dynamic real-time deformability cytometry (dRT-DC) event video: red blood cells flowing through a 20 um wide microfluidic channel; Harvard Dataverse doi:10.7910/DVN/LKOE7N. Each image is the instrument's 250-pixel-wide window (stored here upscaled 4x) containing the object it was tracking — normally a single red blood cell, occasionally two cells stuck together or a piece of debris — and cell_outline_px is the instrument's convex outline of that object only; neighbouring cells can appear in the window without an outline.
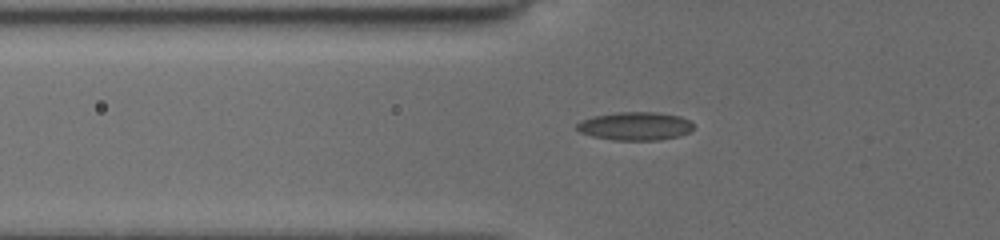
{"species": "common noctule bat (a hibernating species)", "species_latin": "Nyctalus noctula", "temperature_condition": "cold", "stored_images_in_passage": 81, "camera_frame_rate_fps": 3000, "um_per_image_px": 0.085, "animal": {"sex": "female", "body_mass_g": 19.5, "forearm_length_mm": 54.1}, "frame": {"image": 1, "passage_image": 29, "time_ms": 7.0, "image_size_px": [1000, 240], "cell_outline_px": [[692, 128], [688, 132], [680, 136], [660, 140], [612, 140], [592, 136], [580, 132], [576, 128], [576, 124], [580, 120], [592, 116], [616, 112], [656, 112], [680, 116], [688, 120], [692, 124]], "centroid_in_image_um": [53.95, 10.72], "position_along_channel_um": 71.9, "area_um2": 19.31}}
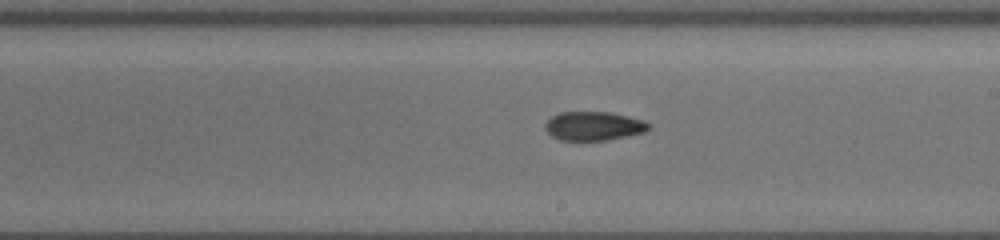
{"frame": {"image": 2, "passage_image": 49, "time_ms": 11.333, "image_size_px": [1000, 240], "cell_outline_px": [[652, 128], [644, 132], [608, 140], [560, 140], [552, 136], [544, 128], [544, 124], [552, 116], [560, 112], [612, 112], [644, 120], [652, 124]], "centroid_in_image_um": [50.49, 10.7], "position_along_channel_um": 238.5, "area_um2": 17.57}}
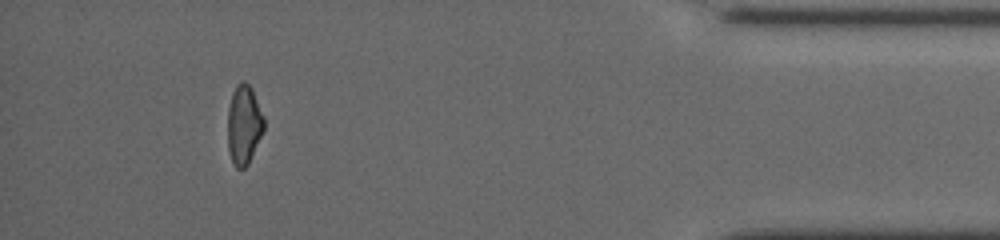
{"frame": {"image": 3, "passage_image": 75, "time_ms": 17.0, "image_size_px": [1000, 240], "cell_outline_px": [[264, 128], [248, 164], [244, 168], [236, 168], [232, 160], [228, 148], [228, 108], [232, 92], [236, 84], [240, 80], [244, 80], [252, 88], [264, 116]], "centroid_in_image_um": [20.73, 10.54], "position_along_channel_um": 414.5, "area_um2": 16.76}, "authors_computed_cell_mechanics": {"area_um2": 17.629, "velocity_mm_per_s": 3.908, "shape_relaxation_time_tau1_ms": null, "shape_relaxation_time_tau2_ms": 3.0277, "deformation_change_tau1": null, "deformation_change_tau2": 0.0844}}